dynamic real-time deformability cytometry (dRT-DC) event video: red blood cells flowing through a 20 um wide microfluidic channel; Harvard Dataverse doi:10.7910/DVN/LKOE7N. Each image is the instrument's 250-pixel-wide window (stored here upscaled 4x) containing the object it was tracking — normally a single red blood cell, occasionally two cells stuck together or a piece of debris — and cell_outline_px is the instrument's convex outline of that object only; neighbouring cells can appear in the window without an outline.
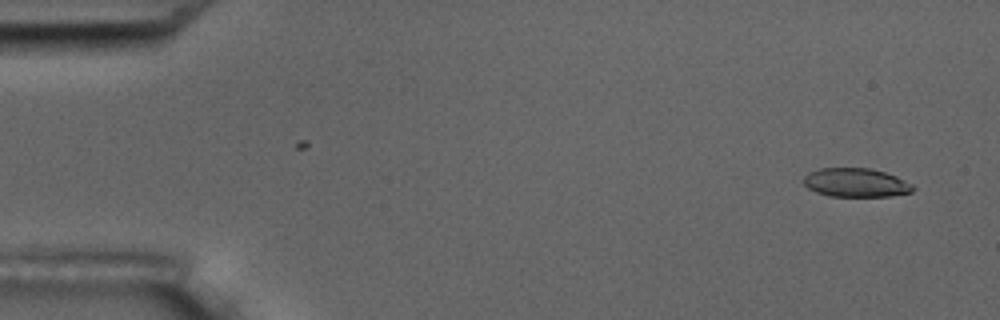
{"species": "common noctule bat (a hibernating species)", "species_latin": "Nyctalus noctula", "temperature_condition": "room temperature", "stored_images_in_passage": 2, "camera_frame_rate_fps": 3000, "um_per_image_px": 0.085, "animal": {"sex": "male", "body_mass_g": 17.5, "forearm_length_mm": 52.3}, "frame": {"image": 1, "passage_image": 2, "time_ms": 1.333, "image_size_px": [1000, 320], "cell_outline_px": [[916, 188], [912, 192], [888, 196], [828, 196], [816, 192], [808, 188], [804, 184], [804, 176], [808, 172], [820, 168], [868, 168], [884, 172], [896, 176], [912, 184]], "centroid_in_image_um": [72.74, 15.52], "position_along_channel_um": 12.3, "area_um2": 18.32}}